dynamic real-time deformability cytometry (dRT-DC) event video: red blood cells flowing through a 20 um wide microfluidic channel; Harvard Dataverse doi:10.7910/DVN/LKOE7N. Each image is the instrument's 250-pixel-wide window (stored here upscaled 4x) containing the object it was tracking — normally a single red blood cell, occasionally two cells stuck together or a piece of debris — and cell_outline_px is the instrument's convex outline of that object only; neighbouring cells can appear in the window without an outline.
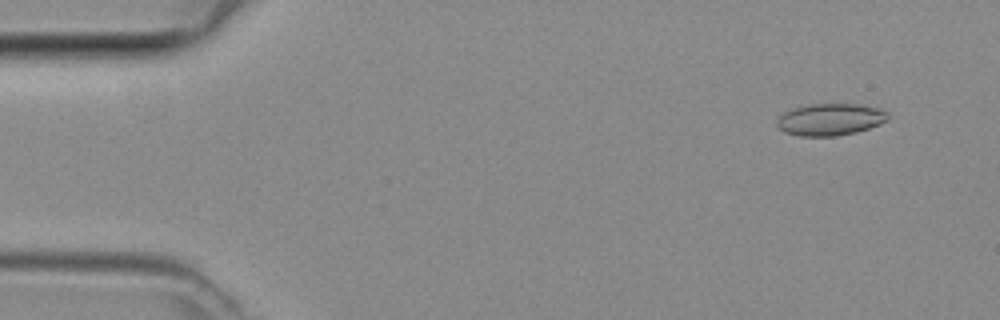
{"species": "common noctule bat (a hibernating species)", "species_latin": "Nyctalus noctula", "temperature_condition": "room temperature", "stored_images_in_passage": 47, "camera_frame_rate_fps": 3000, "um_per_image_px": 0.085, "animal": {"sex": "female", "body_mass_g": 29.2, "forearm_length_mm": 56.3}, "frame": {"image": 1, "passage_image": 4, "time_ms": 1.0, "image_size_px": [1000, 320], "cell_outline_px": [[888, 120], [880, 124], [856, 132], [836, 136], [800, 136], [784, 132], [776, 124], [776, 120], [784, 112], [792, 108], [808, 104], [860, 104], [880, 108], [888, 112]], "centroid_in_image_um": [70.57, 10.15], "position_along_channel_um": 14.4, "area_um2": 20.81}}
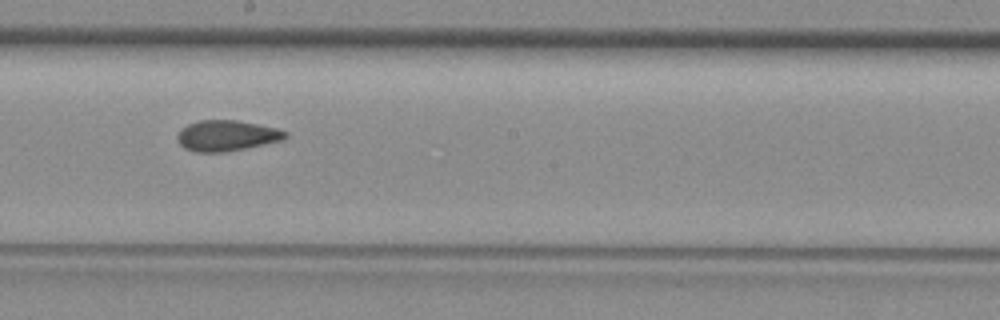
{"frame": {"image": 2, "passage_image": 26, "time_ms": 8.333, "image_size_px": [1000, 320], "cell_outline_px": [[288, 136], [284, 140], [224, 152], [196, 152], [184, 148], [180, 144], [176, 136], [180, 128], [188, 124], [200, 120], [236, 120], [276, 128], [288, 132]], "centroid_in_image_um": [19.25, 11.53], "position_along_channel_um": 228.9, "area_um2": 19.31}}
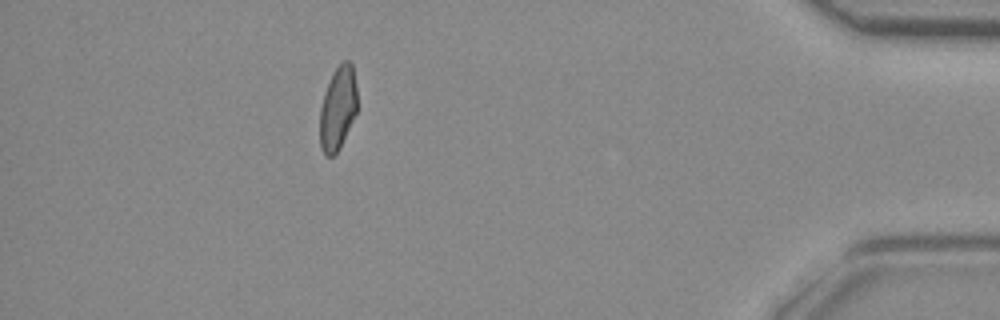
{"frame": {"image": 3, "passage_image": 42, "time_ms": 13.667, "image_size_px": [1000, 320], "cell_outline_px": [[356, 112], [336, 152], [332, 156], [324, 156], [320, 144], [320, 108], [328, 84], [336, 68], [344, 60], [348, 60], [352, 64], [356, 88]], "centroid_in_image_um": [28.7, 9.19], "position_along_channel_um": 406.5, "area_um2": 17.51}}